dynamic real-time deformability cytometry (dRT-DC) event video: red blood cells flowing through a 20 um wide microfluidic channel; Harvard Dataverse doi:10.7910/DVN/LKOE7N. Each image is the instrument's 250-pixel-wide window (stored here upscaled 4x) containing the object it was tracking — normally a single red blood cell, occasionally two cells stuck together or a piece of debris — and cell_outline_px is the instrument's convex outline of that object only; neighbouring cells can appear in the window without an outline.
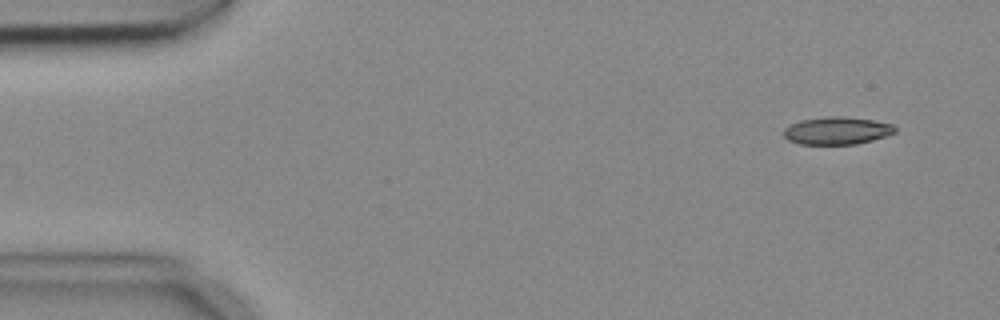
{"species": "common noctule bat (a hibernating species)", "species_latin": "Nyctalus noctula", "temperature_condition": "cold", "stored_images_in_passage": 4, "camera_frame_rate_fps": 3000, "um_per_image_px": 0.085, "animal": {"sex": "female", "body_mass_g": 18.4}, "frame": {"image": 1, "passage_image": 1, "time_ms": 0.0, "image_size_px": [1000, 320], "cell_outline_px": [[896, 132], [872, 140], [856, 144], [800, 144], [788, 140], [784, 136], [784, 128], [800, 120], [828, 116], [844, 116], [872, 120], [892, 124], [896, 128]], "centroid_in_image_um": [71.13, 11.1], "position_along_channel_um": 13.9, "area_um2": 17.8}}
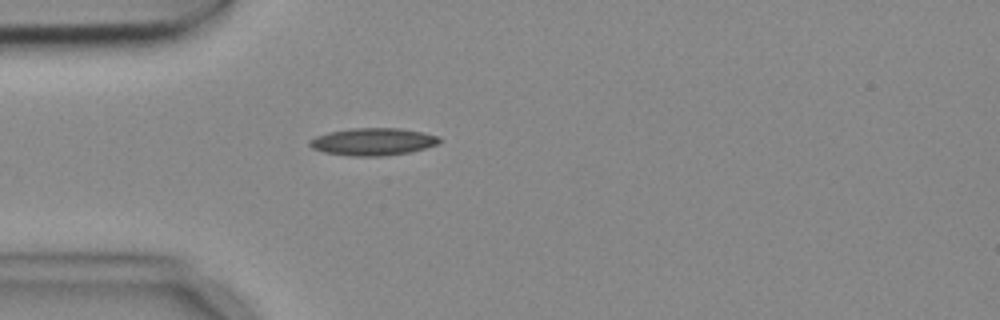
{"frame": {"image": 2, "passage_image": 4, "time_ms": 1.0, "image_size_px": [1000, 320], "cell_outline_px": [[440, 140], [436, 144], [424, 148], [408, 152], [380, 156], [352, 156], [324, 152], [312, 148], [308, 144], [308, 140], [316, 136], [328, 132], [352, 128], [400, 128], [424, 132], [440, 136]], "centroid_in_image_um": [31.67, 12.03], "position_along_channel_um": 53.3, "area_um2": 20.63}}